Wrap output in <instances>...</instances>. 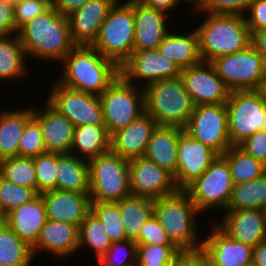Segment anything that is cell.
<instances>
[{"instance_id": "57", "label": "cell", "mask_w": 266, "mask_h": 266, "mask_svg": "<svg viewBox=\"0 0 266 266\" xmlns=\"http://www.w3.org/2000/svg\"><path fill=\"white\" fill-rule=\"evenodd\" d=\"M177 263H136V266H175Z\"/></svg>"}, {"instance_id": "58", "label": "cell", "mask_w": 266, "mask_h": 266, "mask_svg": "<svg viewBox=\"0 0 266 266\" xmlns=\"http://www.w3.org/2000/svg\"><path fill=\"white\" fill-rule=\"evenodd\" d=\"M175 266H191L184 258H182Z\"/></svg>"}, {"instance_id": "55", "label": "cell", "mask_w": 266, "mask_h": 266, "mask_svg": "<svg viewBox=\"0 0 266 266\" xmlns=\"http://www.w3.org/2000/svg\"><path fill=\"white\" fill-rule=\"evenodd\" d=\"M252 263L266 266V240L253 247Z\"/></svg>"}, {"instance_id": "46", "label": "cell", "mask_w": 266, "mask_h": 266, "mask_svg": "<svg viewBox=\"0 0 266 266\" xmlns=\"http://www.w3.org/2000/svg\"><path fill=\"white\" fill-rule=\"evenodd\" d=\"M134 241L137 245L175 246L154 214L143 225L139 236Z\"/></svg>"}, {"instance_id": "22", "label": "cell", "mask_w": 266, "mask_h": 266, "mask_svg": "<svg viewBox=\"0 0 266 266\" xmlns=\"http://www.w3.org/2000/svg\"><path fill=\"white\" fill-rule=\"evenodd\" d=\"M117 1L91 0L67 16L73 43L91 46L98 36L101 24Z\"/></svg>"}, {"instance_id": "42", "label": "cell", "mask_w": 266, "mask_h": 266, "mask_svg": "<svg viewBox=\"0 0 266 266\" xmlns=\"http://www.w3.org/2000/svg\"><path fill=\"white\" fill-rule=\"evenodd\" d=\"M37 194L56 190L57 154L45 152L34 158Z\"/></svg>"}, {"instance_id": "11", "label": "cell", "mask_w": 266, "mask_h": 266, "mask_svg": "<svg viewBox=\"0 0 266 266\" xmlns=\"http://www.w3.org/2000/svg\"><path fill=\"white\" fill-rule=\"evenodd\" d=\"M99 97L110 135L145 112L143 88L128 83L121 75Z\"/></svg>"}, {"instance_id": "1", "label": "cell", "mask_w": 266, "mask_h": 266, "mask_svg": "<svg viewBox=\"0 0 266 266\" xmlns=\"http://www.w3.org/2000/svg\"><path fill=\"white\" fill-rule=\"evenodd\" d=\"M59 63V84L98 96L120 75V67L92 46L76 45Z\"/></svg>"}, {"instance_id": "10", "label": "cell", "mask_w": 266, "mask_h": 266, "mask_svg": "<svg viewBox=\"0 0 266 266\" xmlns=\"http://www.w3.org/2000/svg\"><path fill=\"white\" fill-rule=\"evenodd\" d=\"M211 63L231 91L264 87L266 62L251 44L238 52L217 57Z\"/></svg>"}, {"instance_id": "23", "label": "cell", "mask_w": 266, "mask_h": 266, "mask_svg": "<svg viewBox=\"0 0 266 266\" xmlns=\"http://www.w3.org/2000/svg\"><path fill=\"white\" fill-rule=\"evenodd\" d=\"M47 219L80 226L91 211L89 193L49 190L41 193Z\"/></svg>"}, {"instance_id": "41", "label": "cell", "mask_w": 266, "mask_h": 266, "mask_svg": "<svg viewBox=\"0 0 266 266\" xmlns=\"http://www.w3.org/2000/svg\"><path fill=\"white\" fill-rule=\"evenodd\" d=\"M45 152L46 149L40 124L38 120L32 116L25 124L19 142L18 156L35 158Z\"/></svg>"}, {"instance_id": "59", "label": "cell", "mask_w": 266, "mask_h": 266, "mask_svg": "<svg viewBox=\"0 0 266 266\" xmlns=\"http://www.w3.org/2000/svg\"><path fill=\"white\" fill-rule=\"evenodd\" d=\"M4 222V216L2 215L1 211H0V223Z\"/></svg>"}, {"instance_id": "15", "label": "cell", "mask_w": 266, "mask_h": 266, "mask_svg": "<svg viewBox=\"0 0 266 266\" xmlns=\"http://www.w3.org/2000/svg\"><path fill=\"white\" fill-rule=\"evenodd\" d=\"M180 77L194 106L226 104L231 90L217 75L211 62L181 69Z\"/></svg>"}, {"instance_id": "16", "label": "cell", "mask_w": 266, "mask_h": 266, "mask_svg": "<svg viewBox=\"0 0 266 266\" xmlns=\"http://www.w3.org/2000/svg\"><path fill=\"white\" fill-rule=\"evenodd\" d=\"M129 179L132 195L152 200L178 190L173 175L144 156L129 160Z\"/></svg>"}, {"instance_id": "61", "label": "cell", "mask_w": 266, "mask_h": 266, "mask_svg": "<svg viewBox=\"0 0 266 266\" xmlns=\"http://www.w3.org/2000/svg\"><path fill=\"white\" fill-rule=\"evenodd\" d=\"M263 90H264L265 95H266V81H265V84H264Z\"/></svg>"}, {"instance_id": "24", "label": "cell", "mask_w": 266, "mask_h": 266, "mask_svg": "<svg viewBox=\"0 0 266 266\" xmlns=\"http://www.w3.org/2000/svg\"><path fill=\"white\" fill-rule=\"evenodd\" d=\"M79 227L47 219L37 242L32 246L34 257L43 251L56 259L68 258L79 252Z\"/></svg>"}, {"instance_id": "40", "label": "cell", "mask_w": 266, "mask_h": 266, "mask_svg": "<svg viewBox=\"0 0 266 266\" xmlns=\"http://www.w3.org/2000/svg\"><path fill=\"white\" fill-rule=\"evenodd\" d=\"M36 195L37 193L32 188L20 186L0 175V211L4 217Z\"/></svg>"}, {"instance_id": "13", "label": "cell", "mask_w": 266, "mask_h": 266, "mask_svg": "<svg viewBox=\"0 0 266 266\" xmlns=\"http://www.w3.org/2000/svg\"><path fill=\"white\" fill-rule=\"evenodd\" d=\"M184 130L218 155H222L232 146L226 104L194 106Z\"/></svg>"}, {"instance_id": "64", "label": "cell", "mask_w": 266, "mask_h": 266, "mask_svg": "<svg viewBox=\"0 0 266 266\" xmlns=\"http://www.w3.org/2000/svg\"><path fill=\"white\" fill-rule=\"evenodd\" d=\"M264 214H265V217H266V206H265V208H264Z\"/></svg>"}, {"instance_id": "31", "label": "cell", "mask_w": 266, "mask_h": 266, "mask_svg": "<svg viewBox=\"0 0 266 266\" xmlns=\"http://www.w3.org/2000/svg\"><path fill=\"white\" fill-rule=\"evenodd\" d=\"M27 59V55L17 33L0 37L1 82H6L8 80L16 82L29 77L27 74H29L31 70L28 69L29 66L27 62H25L28 61ZM1 89L2 88H0V90Z\"/></svg>"}, {"instance_id": "20", "label": "cell", "mask_w": 266, "mask_h": 266, "mask_svg": "<svg viewBox=\"0 0 266 266\" xmlns=\"http://www.w3.org/2000/svg\"><path fill=\"white\" fill-rule=\"evenodd\" d=\"M37 106H33V116L40 124L46 152L71 154L74 124L47 101H44L42 108Z\"/></svg>"}, {"instance_id": "27", "label": "cell", "mask_w": 266, "mask_h": 266, "mask_svg": "<svg viewBox=\"0 0 266 266\" xmlns=\"http://www.w3.org/2000/svg\"><path fill=\"white\" fill-rule=\"evenodd\" d=\"M184 131L177 126L157 125L148 141L144 157L174 176L178 165V139Z\"/></svg>"}, {"instance_id": "30", "label": "cell", "mask_w": 266, "mask_h": 266, "mask_svg": "<svg viewBox=\"0 0 266 266\" xmlns=\"http://www.w3.org/2000/svg\"><path fill=\"white\" fill-rule=\"evenodd\" d=\"M56 190L90 193L88 160L57 154Z\"/></svg>"}, {"instance_id": "29", "label": "cell", "mask_w": 266, "mask_h": 266, "mask_svg": "<svg viewBox=\"0 0 266 266\" xmlns=\"http://www.w3.org/2000/svg\"><path fill=\"white\" fill-rule=\"evenodd\" d=\"M0 109V161L18 156L19 142L33 105L23 109Z\"/></svg>"}, {"instance_id": "33", "label": "cell", "mask_w": 266, "mask_h": 266, "mask_svg": "<svg viewBox=\"0 0 266 266\" xmlns=\"http://www.w3.org/2000/svg\"><path fill=\"white\" fill-rule=\"evenodd\" d=\"M153 201L150 198L130 194L116 202L127 239L135 240L139 236L141 228L153 214Z\"/></svg>"}, {"instance_id": "63", "label": "cell", "mask_w": 266, "mask_h": 266, "mask_svg": "<svg viewBox=\"0 0 266 266\" xmlns=\"http://www.w3.org/2000/svg\"><path fill=\"white\" fill-rule=\"evenodd\" d=\"M246 266H256L255 264H253V263H251V264H249V265H246Z\"/></svg>"}, {"instance_id": "56", "label": "cell", "mask_w": 266, "mask_h": 266, "mask_svg": "<svg viewBox=\"0 0 266 266\" xmlns=\"http://www.w3.org/2000/svg\"><path fill=\"white\" fill-rule=\"evenodd\" d=\"M181 3H190L193 7L195 8H192L194 9V11H200L207 3V0H180Z\"/></svg>"}, {"instance_id": "17", "label": "cell", "mask_w": 266, "mask_h": 266, "mask_svg": "<svg viewBox=\"0 0 266 266\" xmlns=\"http://www.w3.org/2000/svg\"><path fill=\"white\" fill-rule=\"evenodd\" d=\"M177 153V172L173 178L178 190H184L198 179L218 156L214 150L185 131L179 136Z\"/></svg>"}, {"instance_id": "53", "label": "cell", "mask_w": 266, "mask_h": 266, "mask_svg": "<svg viewBox=\"0 0 266 266\" xmlns=\"http://www.w3.org/2000/svg\"><path fill=\"white\" fill-rule=\"evenodd\" d=\"M183 258L191 266H217L202 250L185 253Z\"/></svg>"}, {"instance_id": "52", "label": "cell", "mask_w": 266, "mask_h": 266, "mask_svg": "<svg viewBox=\"0 0 266 266\" xmlns=\"http://www.w3.org/2000/svg\"><path fill=\"white\" fill-rule=\"evenodd\" d=\"M143 4L152 7L153 9L161 10L168 15L172 10H175L177 6H182L180 0H139Z\"/></svg>"}, {"instance_id": "3", "label": "cell", "mask_w": 266, "mask_h": 266, "mask_svg": "<svg viewBox=\"0 0 266 266\" xmlns=\"http://www.w3.org/2000/svg\"><path fill=\"white\" fill-rule=\"evenodd\" d=\"M153 214L183 254L201 250L203 238L197 218L202 213L184 190L155 199Z\"/></svg>"}, {"instance_id": "49", "label": "cell", "mask_w": 266, "mask_h": 266, "mask_svg": "<svg viewBox=\"0 0 266 266\" xmlns=\"http://www.w3.org/2000/svg\"><path fill=\"white\" fill-rule=\"evenodd\" d=\"M238 147L266 165V130L257 131Z\"/></svg>"}, {"instance_id": "50", "label": "cell", "mask_w": 266, "mask_h": 266, "mask_svg": "<svg viewBox=\"0 0 266 266\" xmlns=\"http://www.w3.org/2000/svg\"><path fill=\"white\" fill-rule=\"evenodd\" d=\"M15 33L14 3L0 0V37Z\"/></svg>"}, {"instance_id": "26", "label": "cell", "mask_w": 266, "mask_h": 266, "mask_svg": "<svg viewBox=\"0 0 266 266\" xmlns=\"http://www.w3.org/2000/svg\"><path fill=\"white\" fill-rule=\"evenodd\" d=\"M14 233L31 247L37 242L47 221L45 204L41 194L15 208L4 217Z\"/></svg>"}, {"instance_id": "18", "label": "cell", "mask_w": 266, "mask_h": 266, "mask_svg": "<svg viewBox=\"0 0 266 266\" xmlns=\"http://www.w3.org/2000/svg\"><path fill=\"white\" fill-rule=\"evenodd\" d=\"M217 225L230 238L255 247L266 240V217L264 210H224Z\"/></svg>"}, {"instance_id": "2", "label": "cell", "mask_w": 266, "mask_h": 266, "mask_svg": "<svg viewBox=\"0 0 266 266\" xmlns=\"http://www.w3.org/2000/svg\"><path fill=\"white\" fill-rule=\"evenodd\" d=\"M27 58L60 62L76 45L70 36L69 22L52 6L17 33Z\"/></svg>"}, {"instance_id": "45", "label": "cell", "mask_w": 266, "mask_h": 266, "mask_svg": "<svg viewBox=\"0 0 266 266\" xmlns=\"http://www.w3.org/2000/svg\"><path fill=\"white\" fill-rule=\"evenodd\" d=\"M52 6L51 0H22L14 3L15 32Z\"/></svg>"}, {"instance_id": "5", "label": "cell", "mask_w": 266, "mask_h": 266, "mask_svg": "<svg viewBox=\"0 0 266 266\" xmlns=\"http://www.w3.org/2000/svg\"><path fill=\"white\" fill-rule=\"evenodd\" d=\"M143 90L145 112L158 125L186 127L194 104L180 76L150 83Z\"/></svg>"}, {"instance_id": "62", "label": "cell", "mask_w": 266, "mask_h": 266, "mask_svg": "<svg viewBox=\"0 0 266 266\" xmlns=\"http://www.w3.org/2000/svg\"><path fill=\"white\" fill-rule=\"evenodd\" d=\"M96 261H97V265H98V266H103L98 260H96ZM97 265H96V266H97Z\"/></svg>"}, {"instance_id": "48", "label": "cell", "mask_w": 266, "mask_h": 266, "mask_svg": "<svg viewBox=\"0 0 266 266\" xmlns=\"http://www.w3.org/2000/svg\"><path fill=\"white\" fill-rule=\"evenodd\" d=\"M244 16L250 33L266 30V0H252Z\"/></svg>"}, {"instance_id": "34", "label": "cell", "mask_w": 266, "mask_h": 266, "mask_svg": "<svg viewBox=\"0 0 266 266\" xmlns=\"http://www.w3.org/2000/svg\"><path fill=\"white\" fill-rule=\"evenodd\" d=\"M34 259L32 247L21 240L5 221L0 223V265L31 266Z\"/></svg>"}, {"instance_id": "4", "label": "cell", "mask_w": 266, "mask_h": 266, "mask_svg": "<svg viewBox=\"0 0 266 266\" xmlns=\"http://www.w3.org/2000/svg\"><path fill=\"white\" fill-rule=\"evenodd\" d=\"M197 13L207 16L194 28L202 61L211 62L217 57L238 52L250 45L251 33L244 15L214 14L206 11H196Z\"/></svg>"}, {"instance_id": "36", "label": "cell", "mask_w": 266, "mask_h": 266, "mask_svg": "<svg viewBox=\"0 0 266 266\" xmlns=\"http://www.w3.org/2000/svg\"><path fill=\"white\" fill-rule=\"evenodd\" d=\"M222 156L227 160L234 184L247 182L266 173V165L245 153L238 146H231Z\"/></svg>"}, {"instance_id": "51", "label": "cell", "mask_w": 266, "mask_h": 266, "mask_svg": "<svg viewBox=\"0 0 266 266\" xmlns=\"http://www.w3.org/2000/svg\"><path fill=\"white\" fill-rule=\"evenodd\" d=\"M91 0H51L52 7L62 16H69Z\"/></svg>"}, {"instance_id": "35", "label": "cell", "mask_w": 266, "mask_h": 266, "mask_svg": "<svg viewBox=\"0 0 266 266\" xmlns=\"http://www.w3.org/2000/svg\"><path fill=\"white\" fill-rule=\"evenodd\" d=\"M265 206L266 173L254 180L234 184L225 210H264Z\"/></svg>"}, {"instance_id": "6", "label": "cell", "mask_w": 266, "mask_h": 266, "mask_svg": "<svg viewBox=\"0 0 266 266\" xmlns=\"http://www.w3.org/2000/svg\"><path fill=\"white\" fill-rule=\"evenodd\" d=\"M134 26L133 7L127 1L118 0L101 24L91 46L120 67L134 51Z\"/></svg>"}, {"instance_id": "25", "label": "cell", "mask_w": 266, "mask_h": 266, "mask_svg": "<svg viewBox=\"0 0 266 266\" xmlns=\"http://www.w3.org/2000/svg\"><path fill=\"white\" fill-rule=\"evenodd\" d=\"M157 125L155 119L144 112L131 124L111 135L110 150L128 160L143 157Z\"/></svg>"}, {"instance_id": "8", "label": "cell", "mask_w": 266, "mask_h": 266, "mask_svg": "<svg viewBox=\"0 0 266 266\" xmlns=\"http://www.w3.org/2000/svg\"><path fill=\"white\" fill-rule=\"evenodd\" d=\"M232 146L266 130V95L263 89L232 90L226 102Z\"/></svg>"}, {"instance_id": "37", "label": "cell", "mask_w": 266, "mask_h": 266, "mask_svg": "<svg viewBox=\"0 0 266 266\" xmlns=\"http://www.w3.org/2000/svg\"><path fill=\"white\" fill-rule=\"evenodd\" d=\"M112 245L106 229L97 216L90 211L79 226V250L89 249L99 260Z\"/></svg>"}, {"instance_id": "28", "label": "cell", "mask_w": 266, "mask_h": 266, "mask_svg": "<svg viewBox=\"0 0 266 266\" xmlns=\"http://www.w3.org/2000/svg\"><path fill=\"white\" fill-rule=\"evenodd\" d=\"M176 31L171 30L166 35L158 47L159 53L174 61L180 69L200 63L202 59L196 30Z\"/></svg>"}, {"instance_id": "7", "label": "cell", "mask_w": 266, "mask_h": 266, "mask_svg": "<svg viewBox=\"0 0 266 266\" xmlns=\"http://www.w3.org/2000/svg\"><path fill=\"white\" fill-rule=\"evenodd\" d=\"M91 202H118L131 194L129 160L111 150L88 160Z\"/></svg>"}, {"instance_id": "38", "label": "cell", "mask_w": 266, "mask_h": 266, "mask_svg": "<svg viewBox=\"0 0 266 266\" xmlns=\"http://www.w3.org/2000/svg\"><path fill=\"white\" fill-rule=\"evenodd\" d=\"M0 175L20 186L32 188L37 193L34 158L15 156L0 161Z\"/></svg>"}, {"instance_id": "54", "label": "cell", "mask_w": 266, "mask_h": 266, "mask_svg": "<svg viewBox=\"0 0 266 266\" xmlns=\"http://www.w3.org/2000/svg\"><path fill=\"white\" fill-rule=\"evenodd\" d=\"M253 48L260 53L266 62V30L251 33V43Z\"/></svg>"}, {"instance_id": "9", "label": "cell", "mask_w": 266, "mask_h": 266, "mask_svg": "<svg viewBox=\"0 0 266 266\" xmlns=\"http://www.w3.org/2000/svg\"><path fill=\"white\" fill-rule=\"evenodd\" d=\"M234 186L227 160L218 155L209 168L184 191L203 213L225 210Z\"/></svg>"}, {"instance_id": "43", "label": "cell", "mask_w": 266, "mask_h": 266, "mask_svg": "<svg viewBox=\"0 0 266 266\" xmlns=\"http://www.w3.org/2000/svg\"><path fill=\"white\" fill-rule=\"evenodd\" d=\"M137 244L134 240L112 243L98 260L103 266H136Z\"/></svg>"}, {"instance_id": "47", "label": "cell", "mask_w": 266, "mask_h": 266, "mask_svg": "<svg viewBox=\"0 0 266 266\" xmlns=\"http://www.w3.org/2000/svg\"><path fill=\"white\" fill-rule=\"evenodd\" d=\"M252 0H207L206 5L200 11L214 14H238L244 15Z\"/></svg>"}, {"instance_id": "21", "label": "cell", "mask_w": 266, "mask_h": 266, "mask_svg": "<svg viewBox=\"0 0 266 266\" xmlns=\"http://www.w3.org/2000/svg\"><path fill=\"white\" fill-rule=\"evenodd\" d=\"M203 236L201 250L217 266H246L252 263L253 247L236 241L217 225Z\"/></svg>"}, {"instance_id": "14", "label": "cell", "mask_w": 266, "mask_h": 266, "mask_svg": "<svg viewBox=\"0 0 266 266\" xmlns=\"http://www.w3.org/2000/svg\"><path fill=\"white\" fill-rule=\"evenodd\" d=\"M181 69L171 59L159 53L158 49L133 51L130 57L120 66V75L130 84L146 85L179 77ZM137 81V82H136Z\"/></svg>"}, {"instance_id": "60", "label": "cell", "mask_w": 266, "mask_h": 266, "mask_svg": "<svg viewBox=\"0 0 266 266\" xmlns=\"http://www.w3.org/2000/svg\"><path fill=\"white\" fill-rule=\"evenodd\" d=\"M9 2H12V3H16V2H19V1H22V0H7Z\"/></svg>"}, {"instance_id": "39", "label": "cell", "mask_w": 266, "mask_h": 266, "mask_svg": "<svg viewBox=\"0 0 266 266\" xmlns=\"http://www.w3.org/2000/svg\"><path fill=\"white\" fill-rule=\"evenodd\" d=\"M91 211L101 221L111 243L127 240L124 223L117 203L91 202Z\"/></svg>"}, {"instance_id": "32", "label": "cell", "mask_w": 266, "mask_h": 266, "mask_svg": "<svg viewBox=\"0 0 266 266\" xmlns=\"http://www.w3.org/2000/svg\"><path fill=\"white\" fill-rule=\"evenodd\" d=\"M110 148L111 135L107 127L95 125L75 127L71 153L74 156L90 160L109 152Z\"/></svg>"}, {"instance_id": "44", "label": "cell", "mask_w": 266, "mask_h": 266, "mask_svg": "<svg viewBox=\"0 0 266 266\" xmlns=\"http://www.w3.org/2000/svg\"><path fill=\"white\" fill-rule=\"evenodd\" d=\"M183 255L176 246L137 245L136 263H178Z\"/></svg>"}, {"instance_id": "19", "label": "cell", "mask_w": 266, "mask_h": 266, "mask_svg": "<svg viewBox=\"0 0 266 266\" xmlns=\"http://www.w3.org/2000/svg\"><path fill=\"white\" fill-rule=\"evenodd\" d=\"M134 9L135 35L134 51L158 49L163 39L171 31L166 24L167 13L153 9L139 0H126Z\"/></svg>"}, {"instance_id": "12", "label": "cell", "mask_w": 266, "mask_h": 266, "mask_svg": "<svg viewBox=\"0 0 266 266\" xmlns=\"http://www.w3.org/2000/svg\"><path fill=\"white\" fill-rule=\"evenodd\" d=\"M46 101L59 113L67 117L75 127L95 125L106 127L101 99L98 95L77 91L51 83Z\"/></svg>"}]
</instances>
